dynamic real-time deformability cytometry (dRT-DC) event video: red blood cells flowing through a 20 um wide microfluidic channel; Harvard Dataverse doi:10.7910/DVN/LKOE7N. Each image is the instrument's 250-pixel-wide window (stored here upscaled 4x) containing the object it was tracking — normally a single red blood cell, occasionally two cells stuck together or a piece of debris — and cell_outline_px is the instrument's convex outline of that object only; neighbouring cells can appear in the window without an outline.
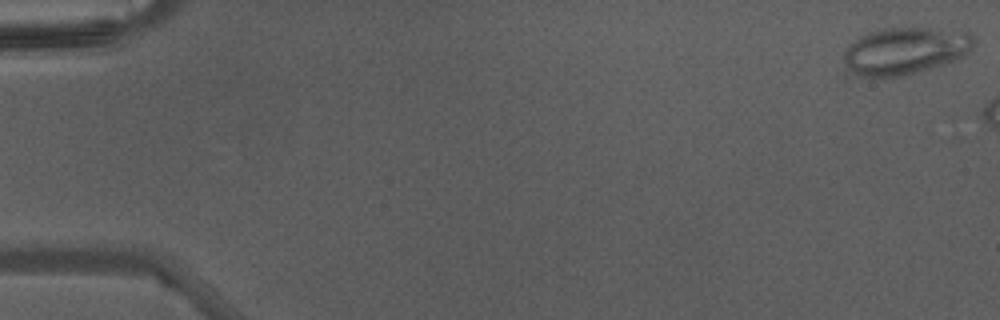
{"species": "Egyptian fruit bat (a non-hibernating species)", "species_latin": "Rousettus aegyptiacus", "temperature_condition": "warm", "stored_images_in_passage": 9, "camera_frame_rate_fps": 3000, "um_per_image_px": 0.085, "animal": {"sex": "male"}, "frame": {"image": 1, "passage_image": 1, "time_ms": 0.0, "image_size_px": [1000, 320], "cell_outline_px": [[976, 40], [972, 48], [964, 56], [944, 64], [904, 76], [888, 80], [880, 80], [860, 76], [844, 60], [844, 52], [848, 44], [860, 36], [868, 32], [888, 28], [928, 28], [968, 32]], "centroid_in_image_um": [76.93, 4.35], "position_along_channel_um": 8.1, "area_um2": 35.95}}